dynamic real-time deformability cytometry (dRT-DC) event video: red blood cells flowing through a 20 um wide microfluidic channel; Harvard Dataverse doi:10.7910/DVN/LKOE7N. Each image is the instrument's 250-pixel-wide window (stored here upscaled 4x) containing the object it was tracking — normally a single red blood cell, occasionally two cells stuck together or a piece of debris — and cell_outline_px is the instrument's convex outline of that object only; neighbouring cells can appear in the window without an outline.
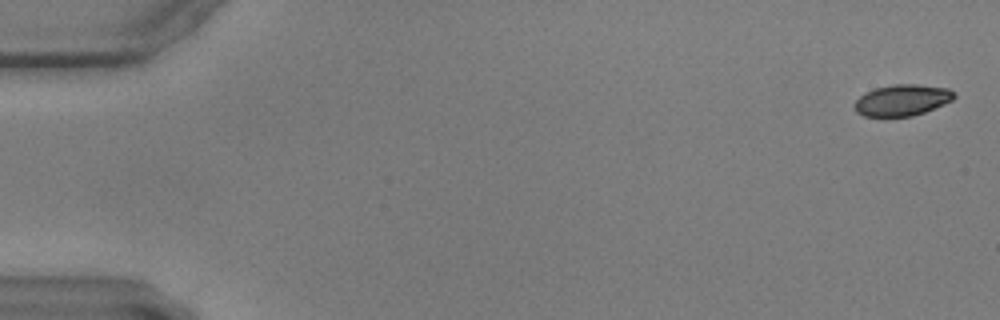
{"species": "common noctule bat (a hibernating species)", "species_latin": "Nyctalus noctula", "temperature_condition": "warm", "stored_images_in_passage": 59, "camera_frame_rate_fps": 3000, "um_per_image_px": 0.085, "animal": {"sex": "male", "body_mass_g": 17.9, "forearm_length_mm": 54.2}, "frame": {"image": 1, "passage_image": 2, "time_ms": 0.333, "image_size_px": [1000, 320], "cell_outline_px": [[956, 96], [952, 100], [944, 104], [924, 112], [912, 116], [864, 116], [856, 112], [852, 104], [864, 92], [876, 88], [892, 84], [916, 84], [948, 88]], "centroid_in_image_um": [76.64, 8.51], "position_along_channel_um": 8.4, "area_um2": 18.15}}
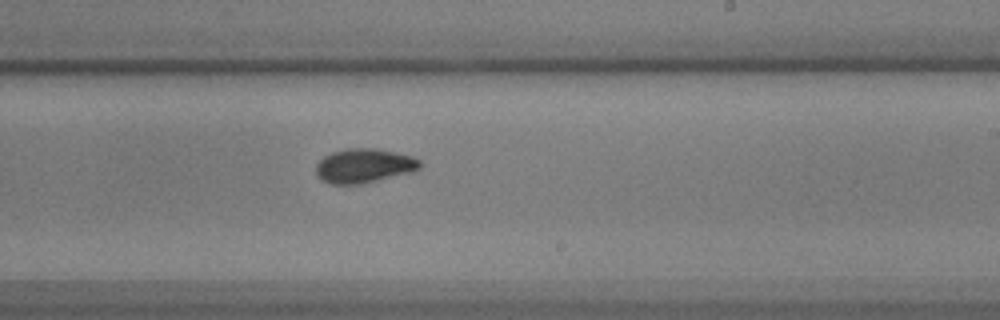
{"frame": {"image": 2, "passage_image": 36, "time_ms": 11.667, "image_size_px": [1000, 320], "cell_outline_px": [[424, 164], [420, 168], [412, 172], [360, 184], [328, 184], [320, 180], [316, 176], [316, 164], [324, 156], [332, 152], [348, 148], [376, 148], [396, 152], [412, 156], [420, 160]], "centroid_in_image_um": [30.94, 14.09], "position_along_channel_um": 258.1, "area_um2": 20.98}}
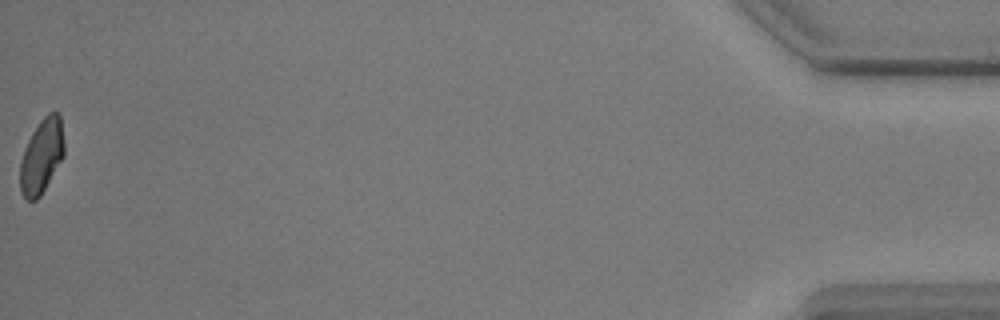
{"frame": {"image": 3, "passage_image": 59, "time_ms": 19.333, "image_size_px": [1000, 320], "cell_outline_px": [[64, 156], [40, 196], [36, 200], [28, 200], [20, 192], [20, 160], [24, 148], [32, 132], [40, 120], [48, 112], [60, 112], [64, 140]], "centroid_in_image_um": [3.54, 13.24], "position_along_channel_um": 431.7, "area_um2": 19.25}}